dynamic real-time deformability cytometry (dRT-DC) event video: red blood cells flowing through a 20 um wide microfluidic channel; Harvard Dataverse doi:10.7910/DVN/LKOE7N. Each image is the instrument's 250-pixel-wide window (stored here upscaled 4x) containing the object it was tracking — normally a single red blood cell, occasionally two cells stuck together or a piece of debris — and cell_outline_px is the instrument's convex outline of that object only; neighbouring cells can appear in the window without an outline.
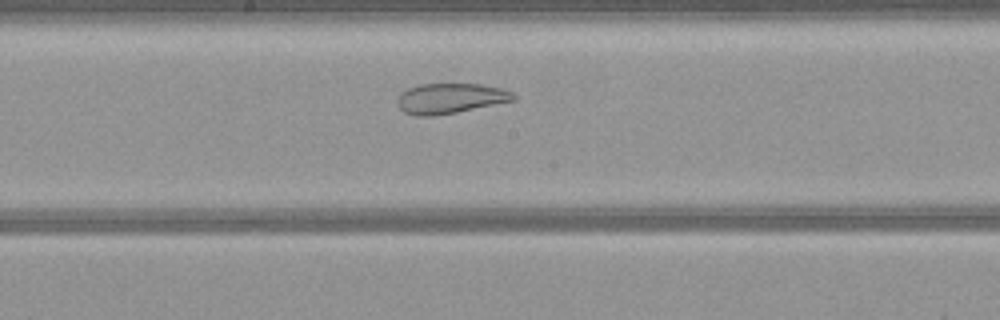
{"species": "common noctule bat (a hibernating species)", "species_latin": "Nyctalus noctula", "temperature_condition": "warm", "stored_images_in_passage": 45, "camera_frame_rate_fps": 3000, "um_per_image_px": 0.085, "animal": {"sex": "female", "body_mass_g": 21.9}, "frame": {"image": 1, "passage_image": 20, "time_ms": 6.333, "image_size_px": [1000, 320], "cell_outline_px": [[516, 100], [456, 112], [432, 116], [416, 116], [404, 112], [400, 108], [396, 100], [400, 92], [408, 88], [420, 84], [480, 84], [500, 88], [512, 92], [516, 96]], "centroid_in_image_um": [38.25, 8.36], "position_along_channel_um": 210.0, "area_um2": 20.4}}
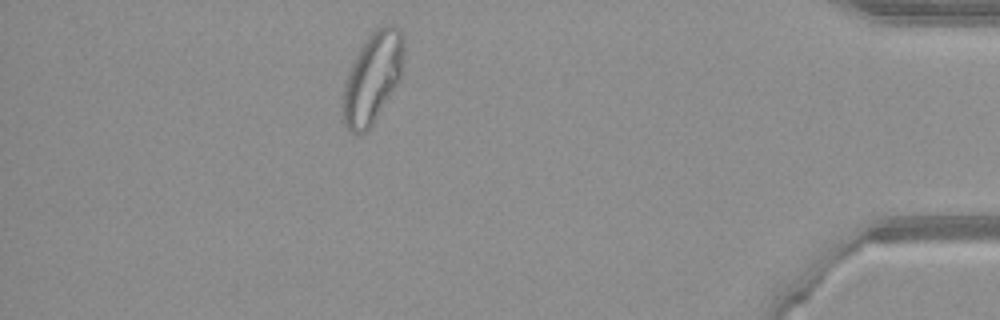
{"frame": {"image": 2, "passage_image": 39, "time_ms": 12.667, "image_size_px": [1000, 320], "cell_outline_px": [[404, 60], [400, 80], [372, 124], [360, 136], [348, 132], [344, 124], [344, 84], [352, 64], [360, 48], [368, 36], [376, 28], [384, 24], [392, 24], [404, 36]], "centroid_in_image_um": [31.7, 6.6], "position_along_channel_um": 403.5, "area_um2": 31.96}}